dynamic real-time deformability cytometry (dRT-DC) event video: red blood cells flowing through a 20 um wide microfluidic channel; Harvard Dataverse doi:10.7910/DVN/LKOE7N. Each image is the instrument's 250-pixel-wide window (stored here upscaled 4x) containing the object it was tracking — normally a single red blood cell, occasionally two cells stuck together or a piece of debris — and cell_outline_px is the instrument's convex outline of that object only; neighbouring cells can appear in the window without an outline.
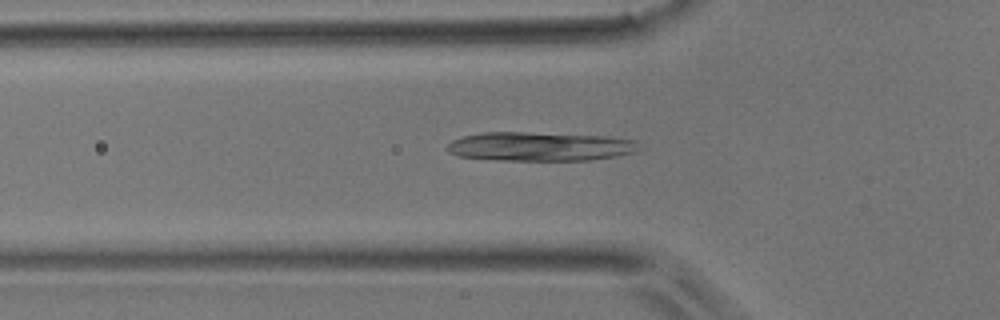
{"species": "common noctule bat (a hibernating species)", "species_latin": "Nyctalus noctula", "temperature_condition": "room temperature", "stored_images_in_passage": 45, "camera_frame_rate_fps": 3000, "um_per_image_px": 0.085, "animal": {"sex": "male", "body_mass_g": 17.9}, "frame": {"image": 1, "passage_image": 16, "time_ms": 5.0, "image_size_px": [1000, 320], "cell_outline_px": [[636, 140], [632, 152], [616, 156], [592, 160], [500, 160], [460, 156], [448, 152], [448, 144], [452, 140], [464, 136], [484, 132], [524, 132], [608, 136]], "centroid_in_image_um": [45.84, 12.44], "position_along_channel_um": 80.0, "area_um2": 31.96}}
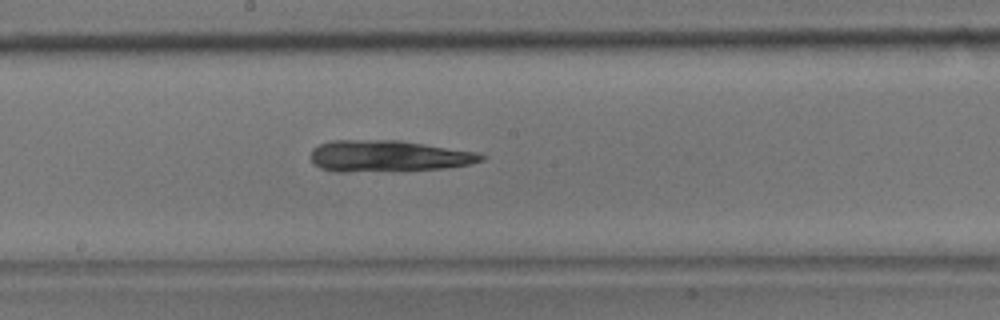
{"frame": {"image": 2, "passage_image": 26, "time_ms": 8.333, "image_size_px": [1000, 320], "cell_outline_px": [[484, 160], [468, 164], [444, 168], [340, 172], [336, 172], [320, 168], [312, 160], [312, 148], [320, 144], [332, 140], [400, 140], [480, 152], [484, 156]], "centroid_in_image_um": [33.01, 13.25], "position_along_channel_um": 215.2, "area_um2": 30.98}}
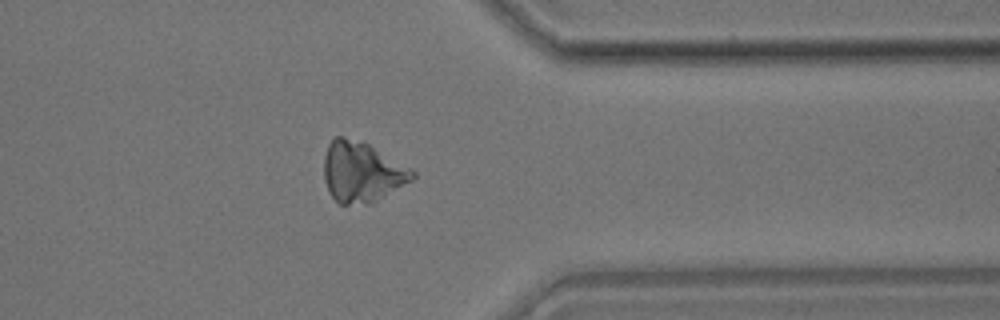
{"frame": {"image": 3, "passage_image": 39, "time_ms": 12.667, "image_size_px": [1000, 320], "cell_outline_px": [[416, 176], [412, 180], [376, 200], [368, 204], [340, 204], [328, 192], [324, 180], [324, 156], [328, 144], [336, 136], [344, 136], [368, 144], [416, 172]], "centroid_in_image_um": [30.71, 14.62], "position_along_channel_um": 380.7, "area_um2": 30.69}}